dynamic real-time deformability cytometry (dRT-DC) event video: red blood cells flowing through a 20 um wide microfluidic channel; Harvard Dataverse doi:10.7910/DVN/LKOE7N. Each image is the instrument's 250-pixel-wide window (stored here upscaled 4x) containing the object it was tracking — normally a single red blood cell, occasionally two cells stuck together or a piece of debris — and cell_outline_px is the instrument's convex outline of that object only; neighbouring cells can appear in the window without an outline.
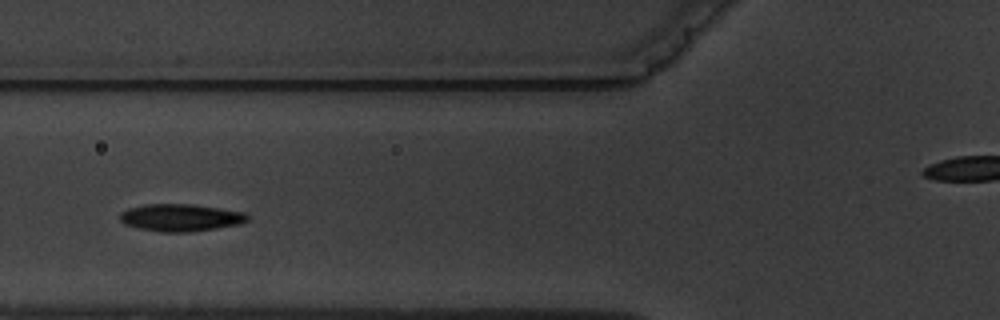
{"species": "common noctule bat (a hibernating species)", "species_latin": "Nyctalus noctula", "temperature_condition": "warm", "stored_images_in_passage": 5, "camera_frame_rate_fps": 3000, "um_per_image_px": 0.085, "animal": {"sex": "male", "body_mass_g": 19.5, "forearm_length_mm": 54.6}, "frame": {"image": 1, "passage_image": 4, "time_ms": 3.667, "image_size_px": [1000, 320], "cell_outline_px": [[252, 216], [248, 220], [240, 224], [216, 228], [188, 232], [160, 232], [140, 228], [124, 224], [120, 220], [120, 212], [128, 208], [144, 204], [192, 204], [220, 208], [244, 212]], "centroid_in_image_um": [15.37, 18.49], "position_along_channel_um": 110.4, "area_um2": 20.4}}